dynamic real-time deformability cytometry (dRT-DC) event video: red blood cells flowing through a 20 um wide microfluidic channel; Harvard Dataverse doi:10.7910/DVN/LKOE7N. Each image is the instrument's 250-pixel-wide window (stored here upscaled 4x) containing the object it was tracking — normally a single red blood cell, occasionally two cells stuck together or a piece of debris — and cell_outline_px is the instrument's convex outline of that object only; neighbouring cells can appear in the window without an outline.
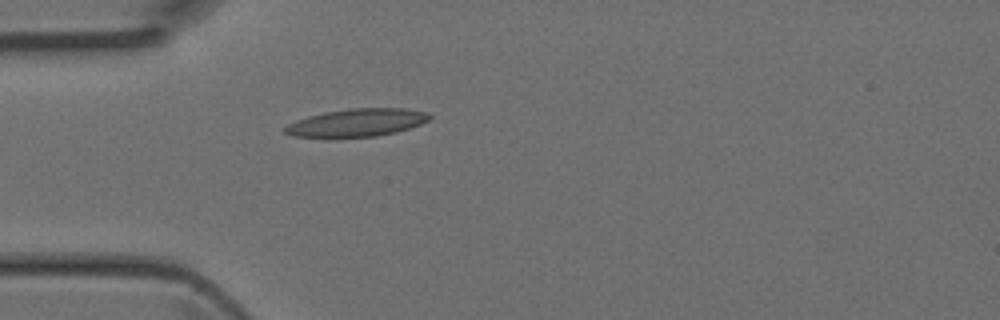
{"species": "Egyptian fruit bat (a non-hibernating species)", "species_latin": "Rousettus aegyptiacus", "temperature_condition": "room temperature", "stored_images_in_passage": 1, "camera_frame_rate_fps": 3000, "um_per_image_px": 0.085, "animal": {"sex": "female"}, "frame": {"image": 1, "passage_image": 1, "time_ms": 0.0, "image_size_px": [1000, 320], "cell_outline_px": [[432, 116], [428, 120], [420, 124], [396, 132], [376, 136], [292, 136], [284, 132], [284, 128], [288, 124], [296, 120], [308, 116], [324, 112], [352, 108], [404, 108], [428, 112]], "centroid_in_image_um": [30.36, 10.4], "position_along_channel_um": 54.6, "area_um2": 23.0}}